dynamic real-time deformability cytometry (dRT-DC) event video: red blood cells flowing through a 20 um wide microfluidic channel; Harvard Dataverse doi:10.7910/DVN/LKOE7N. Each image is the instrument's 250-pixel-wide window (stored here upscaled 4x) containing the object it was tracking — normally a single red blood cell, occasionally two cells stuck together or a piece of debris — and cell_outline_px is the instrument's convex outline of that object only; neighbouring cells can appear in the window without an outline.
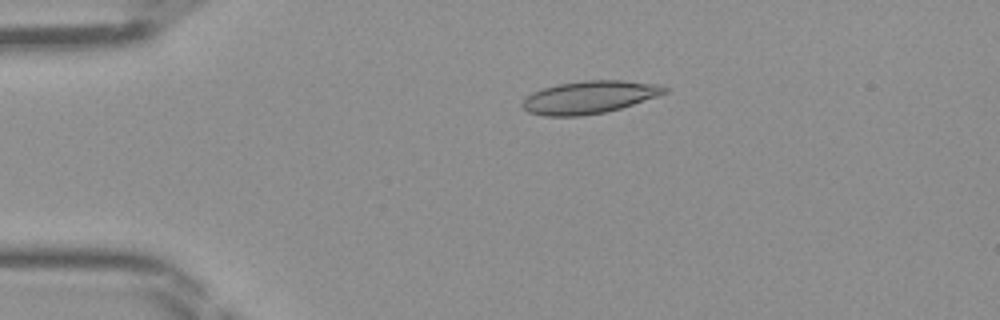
{"species": "Egyptian fruit bat (a non-hibernating species)", "species_latin": "Rousettus aegyptiacus", "temperature_condition": "room temperature", "stored_images_in_passage": 42, "camera_frame_rate_fps": 3000, "um_per_image_px": 0.085, "frame": {"image": 1, "passage_image": 6, "time_ms": 1.667, "image_size_px": [1000, 320], "cell_outline_px": [[668, 92], [620, 108], [604, 112], [580, 116], [544, 116], [528, 112], [520, 104], [532, 92], [556, 84], [584, 80], [624, 80], [660, 84], [668, 88]], "centroid_in_image_um": [50.09, 8.25], "position_along_channel_um": 34.9, "area_um2": 26.99}}
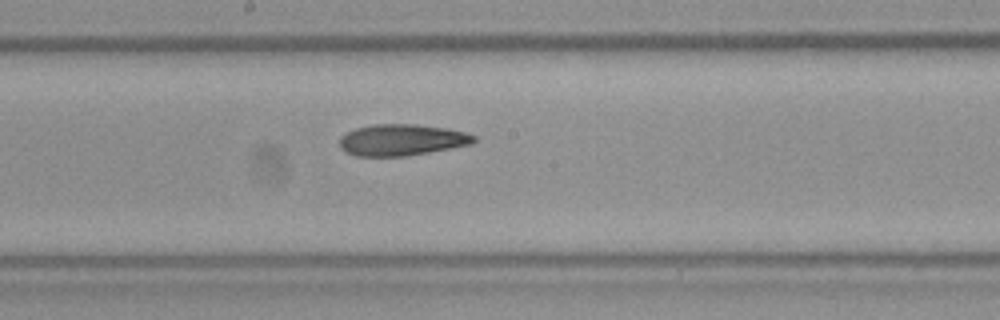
{"frame": {"image": 2, "passage_image": 21, "time_ms": 6.667, "image_size_px": [1000, 320], "cell_outline_px": [[476, 140], [472, 144], [408, 156], [356, 156], [344, 152], [340, 148], [340, 136], [356, 128], [376, 124], [416, 124], [448, 128], [464, 132], [476, 136]], "centroid_in_image_um": [34.15, 11.89], "position_along_channel_um": 214.1, "area_um2": 24.68}}
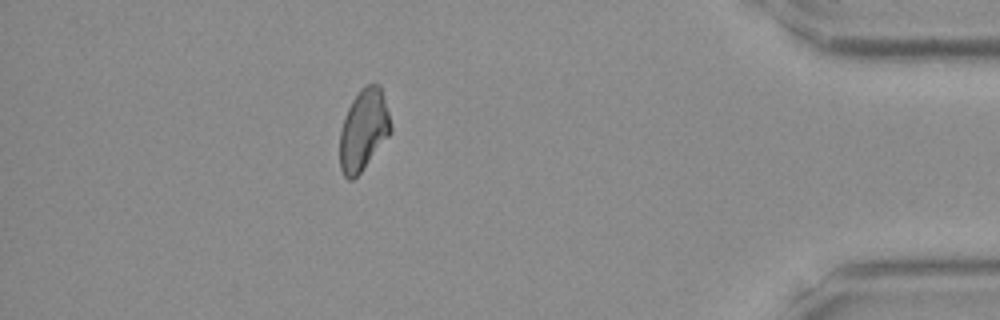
{"frame": {"image": 3, "passage_image": 37, "time_ms": 12.0, "image_size_px": [1000, 320], "cell_outline_px": [[392, 132], [360, 172], [352, 180], [348, 180], [344, 176], [340, 168], [340, 132], [348, 108], [352, 100], [360, 88], [364, 84], [380, 84], [388, 112], [392, 128]], "centroid_in_image_um": [30.9, 11.02], "position_along_channel_um": 404.3, "area_um2": 23.93}}